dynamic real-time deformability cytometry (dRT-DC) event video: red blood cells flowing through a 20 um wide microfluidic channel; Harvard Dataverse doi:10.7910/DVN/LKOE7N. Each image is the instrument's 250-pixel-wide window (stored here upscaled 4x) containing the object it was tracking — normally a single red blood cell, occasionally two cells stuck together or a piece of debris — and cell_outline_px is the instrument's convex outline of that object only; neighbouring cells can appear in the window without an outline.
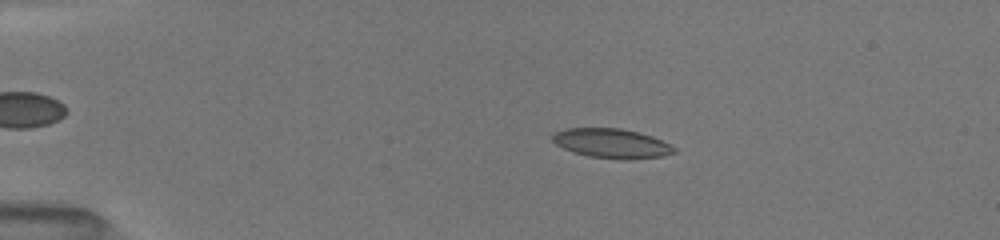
{"species": "common noctule bat (a hibernating species)", "species_latin": "Nyctalus noctula", "temperature_condition": "room temperature", "stored_images_in_passage": 23, "camera_frame_rate_fps": 3000, "um_per_image_px": 0.085, "animal": {"sex": "female", "body_mass_g": 19.5, "forearm_length_mm": 54.1}, "frame": {"image": 1, "passage_image": 7, "time_ms": 3.0, "image_size_px": [1000, 240], "cell_outline_px": [[676, 152], [660, 156], [628, 160], [620, 160], [588, 156], [564, 148], [556, 144], [552, 140], [552, 132], [568, 128], [620, 128], [652, 136], [676, 148]], "centroid_in_image_um": [51.97, 12.19], "position_along_channel_um": 33.0, "area_um2": 20.75}}
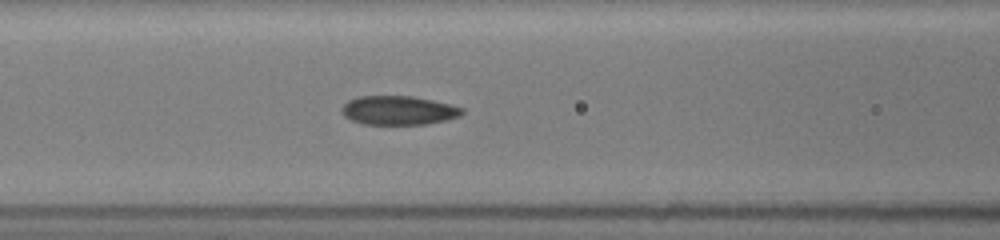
{"frame": {"image": 2, "passage_image": 18, "time_ms": 7.0, "image_size_px": [1000, 240], "cell_outline_px": [[464, 112], [460, 116], [448, 120], [424, 124], [364, 124], [352, 120], [344, 116], [340, 112], [340, 108], [348, 100], [356, 96], [412, 96], [432, 100], [464, 108]], "centroid_in_image_um": [33.85, 9.38], "position_along_channel_um": 132.8, "area_um2": 20.4}}
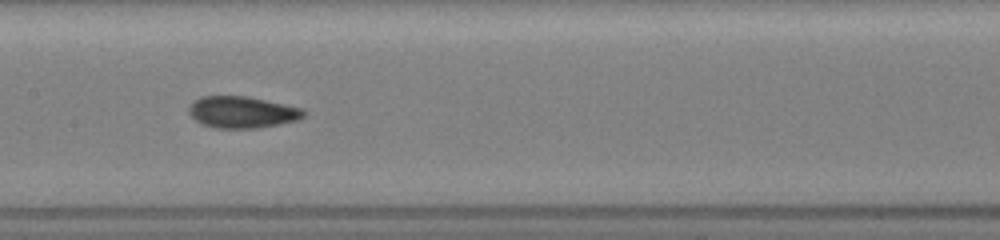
{"frame": {"image": 3, "passage_image": 22, "time_ms": 8.333, "image_size_px": [1000, 240], "cell_outline_px": [[308, 112], [304, 116], [296, 120], [280, 124], [256, 128], [216, 128], [200, 124], [188, 112], [188, 108], [200, 96], [248, 96], [304, 108]], "centroid_in_image_um": [20.61, 9.53], "position_along_channel_um": 186.8, "area_um2": 21.27}}